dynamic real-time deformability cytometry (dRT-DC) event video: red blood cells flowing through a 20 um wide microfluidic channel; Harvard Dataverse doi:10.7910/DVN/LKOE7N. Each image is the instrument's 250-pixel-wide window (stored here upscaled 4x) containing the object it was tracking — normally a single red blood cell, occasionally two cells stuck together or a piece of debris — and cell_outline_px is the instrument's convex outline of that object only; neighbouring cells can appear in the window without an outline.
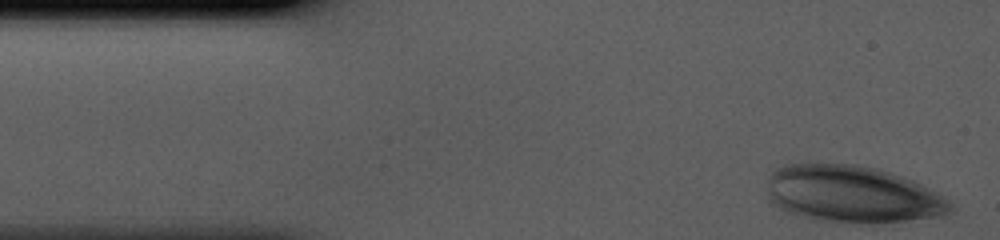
{"species": "human", "species_latin": "Homo sapiens", "temperature_condition": "cold", "stored_images_in_passage": 2, "camera_frame_rate_fps": 3000, "um_per_image_px": 0.085, "donor": {"sex": "male"}, "frame": {"image": 1, "passage_image": 1, "time_ms": 0.0, "image_size_px": [1000, 240], "cell_outline_px": [[952, 208], [944, 216], [868, 224], [816, 220], [796, 216], [784, 212], [772, 204], [768, 196], [768, 176], [776, 168], [784, 164], [856, 164], [876, 168], [892, 172], [904, 176], [920, 184], [940, 196]], "centroid_in_image_um": [72.35, 16.51], "position_along_channel_um": 12.6, "area_um2": 60.98}}